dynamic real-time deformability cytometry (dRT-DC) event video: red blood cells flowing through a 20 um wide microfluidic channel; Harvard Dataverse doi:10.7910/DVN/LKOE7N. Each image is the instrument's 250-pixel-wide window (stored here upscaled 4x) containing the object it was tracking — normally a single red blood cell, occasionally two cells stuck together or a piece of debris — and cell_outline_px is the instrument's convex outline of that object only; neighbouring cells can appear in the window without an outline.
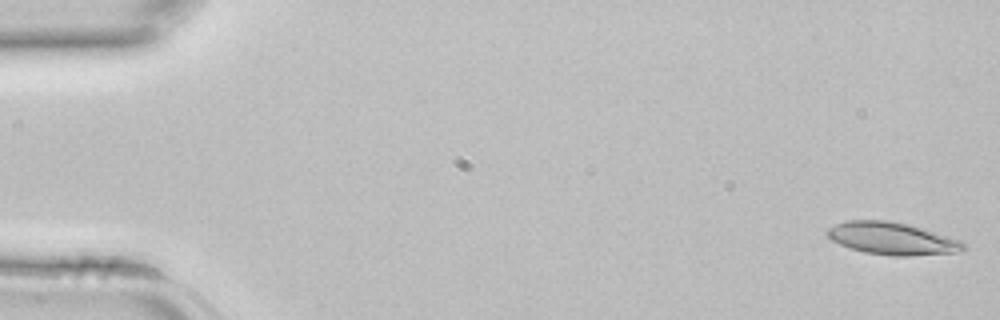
{"species": "common noctule bat (a hibernating species)", "species_latin": "Nyctalus noctula", "temperature_condition": "room temperature", "stored_images_in_passage": 8, "camera_frame_rate_fps": 3000, "um_per_image_px": 0.085, "animal": {"sex": "female", "body_mass_g": 22.7, "forearm_length_mm": 54.2}, "frame": {"image": 1, "passage_image": 1, "time_ms": 0.0, "image_size_px": [1000, 320], "cell_outline_px": [[968, 248], [952, 252], [912, 256], [892, 256], [864, 252], [840, 244], [832, 240], [824, 232], [828, 228], [836, 224], [848, 220], [884, 220], [908, 224], [964, 240]], "centroid_in_image_um": [75.86, 20.27], "position_along_channel_um": 9.1, "area_um2": 25.72}}